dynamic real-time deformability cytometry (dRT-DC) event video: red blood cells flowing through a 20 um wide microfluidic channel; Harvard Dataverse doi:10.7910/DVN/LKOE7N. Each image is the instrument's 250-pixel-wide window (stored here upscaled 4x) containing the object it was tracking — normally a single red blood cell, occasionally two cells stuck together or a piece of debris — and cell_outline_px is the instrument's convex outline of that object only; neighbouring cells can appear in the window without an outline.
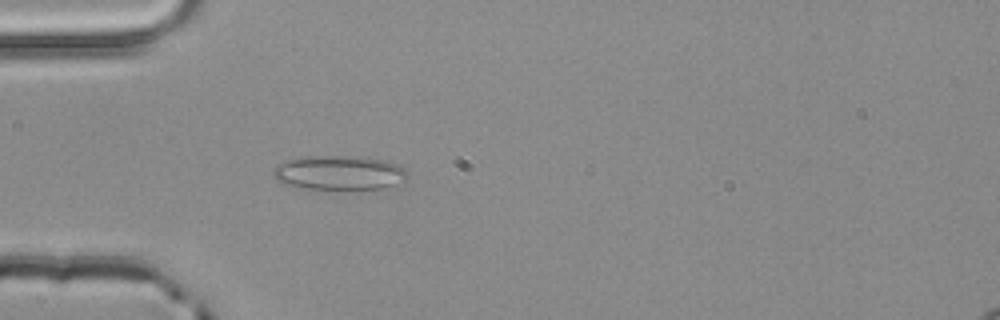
{"species": "common noctule bat (a hibernating species)", "species_latin": "Nyctalus noctula", "temperature_condition": "room temperature", "stored_images_in_passage": 2, "camera_frame_rate_fps": 3000, "um_per_image_px": 0.085, "animal": {"sex": "male", "body_mass_g": 20.4}, "frame": {"image": 1, "passage_image": 2, "time_ms": 0.333, "image_size_px": [1000, 320], "cell_outline_px": [[408, 180], [404, 184], [384, 188], [308, 188], [288, 184], [280, 180], [272, 172], [276, 164], [288, 160], [304, 156], [364, 156], [388, 160], [404, 168], [408, 172]], "centroid_in_image_um": [28.96, 14.65], "position_along_channel_um": 56.0, "area_um2": 26.88}}